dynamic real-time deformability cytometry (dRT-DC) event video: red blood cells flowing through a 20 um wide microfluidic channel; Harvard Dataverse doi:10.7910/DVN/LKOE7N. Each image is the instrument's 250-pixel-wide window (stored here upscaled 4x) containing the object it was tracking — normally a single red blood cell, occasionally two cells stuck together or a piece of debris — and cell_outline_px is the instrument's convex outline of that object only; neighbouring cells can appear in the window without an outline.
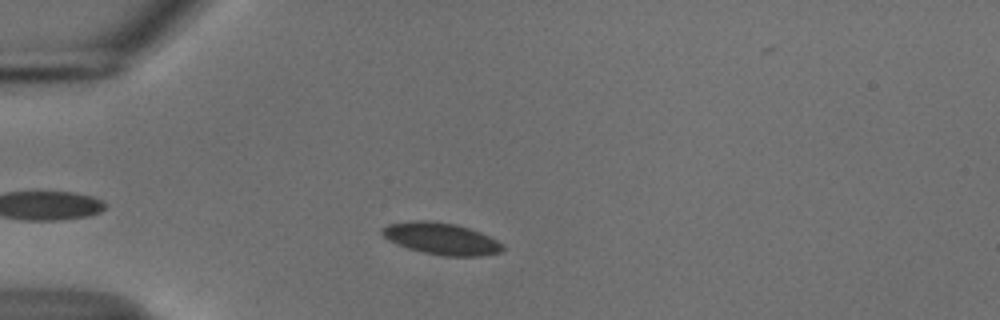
{"species": "common noctule bat (a hibernating species)", "species_latin": "Nyctalus noctula", "temperature_condition": "cold", "stored_images_in_passage": 40, "camera_frame_rate_fps": 3000, "um_per_image_px": 0.085, "animal": {"sex": "male", "body_mass_g": 18.8}, "frame": {"image": 1, "passage_image": 9, "time_ms": 2.667, "image_size_px": [1000, 320], "cell_outline_px": [[504, 248], [500, 252], [480, 256], [444, 256], [424, 252], [408, 248], [396, 244], [388, 240], [380, 232], [380, 228], [388, 224], [408, 220], [432, 220], [456, 224], [480, 232], [504, 244]], "centroid_in_image_um": [37.47, 20.27], "position_along_channel_um": 47.5, "area_um2": 22.48}}
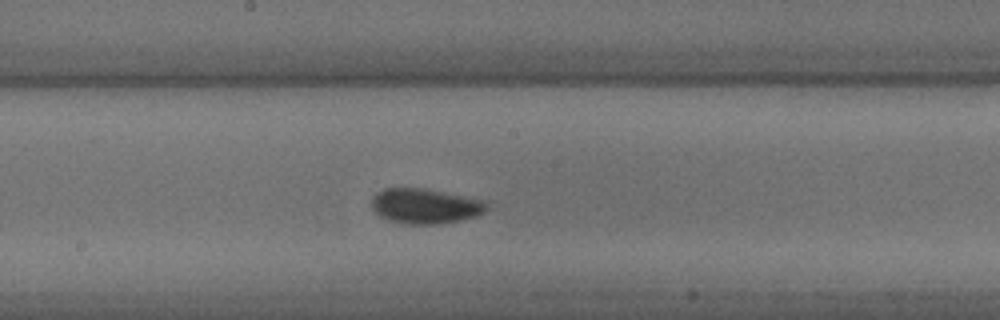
{"frame": {"image": 2, "passage_image": 24, "time_ms": 7.667, "image_size_px": [1000, 320], "cell_outline_px": [[488, 208], [484, 212], [476, 216], [460, 220], [440, 224], [404, 224], [388, 220], [380, 216], [372, 208], [372, 196], [376, 192], [384, 188], [424, 188], [488, 200]], "centroid_in_image_um": [36.16, 17.51], "position_along_channel_um": 212.0, "area_um2": 23.87}}
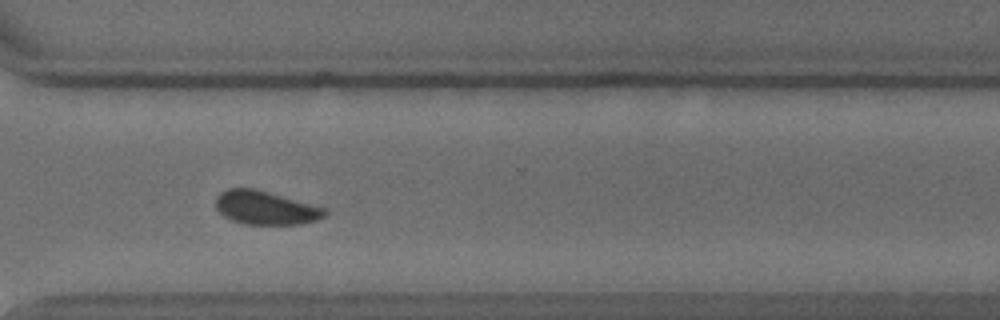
{"frame": {"image": 3, "passage_image": 35, "time_ms": 11.333, "image_size_px": [1000, 320], "cell_outline_px": [[328, 212], [324, 216], [316, 220], [300, 224], [244, 224], [232, 220], [224, 216], [216, 208], [216, 196], [220, 192], [228, 188], [256, 188], [324, 208]], "centroid_in_image_um": [22.53, 17.65], "position_along_channel_um": 348.1, "area_um2": 21.21}, "authors_computed_cell_mechanics": {"area_um2": 22.0796, "velocity_mm_per_s": 3.7122, "shape_relaxation_time_tau1_ms": 2.6447, "shape_relaxation_time_tau2_ms": null, "deformation_change_tau1": 0.0529, "deformation_change_tau2": null}}